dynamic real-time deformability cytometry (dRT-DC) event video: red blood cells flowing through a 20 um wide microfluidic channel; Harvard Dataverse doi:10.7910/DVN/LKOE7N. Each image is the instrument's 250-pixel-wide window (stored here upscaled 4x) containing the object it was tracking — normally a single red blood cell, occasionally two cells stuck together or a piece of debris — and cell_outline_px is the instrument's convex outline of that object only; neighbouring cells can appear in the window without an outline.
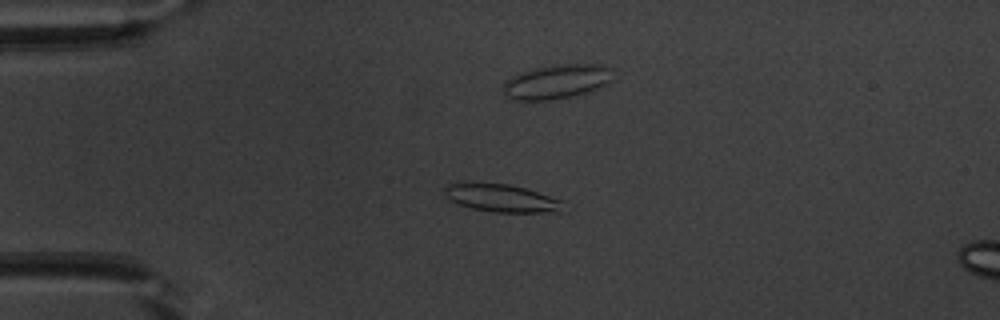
{"species": "common noctule bat (a hibernating species)", "species_latin": "Nyctalus noctula", "temperature_condition": "warm", "stored_images_in_passage": 29, "camera_frame_rate_fps": 3000, "um_per_image_px": 0.085, "animal": {"sex": "male", "body_mass_g": 20.1, "forearm_length_mm": 53.5}, "frame": {"image": 1, "passage_image": 13, "time_ms": 4.0, "image_size_px": [1000, 320], "cell_outline_px": [[564, 200], [560, 212], [492, 212], [472, 208], [448, 200], [444, 192], [444, 188], [448, 184], [508, 184], [524, 188]], "centroid_in_image_um": [42.66, 16.86], "position_along_channel_um": 42.3, "area_um2": 18.79}}